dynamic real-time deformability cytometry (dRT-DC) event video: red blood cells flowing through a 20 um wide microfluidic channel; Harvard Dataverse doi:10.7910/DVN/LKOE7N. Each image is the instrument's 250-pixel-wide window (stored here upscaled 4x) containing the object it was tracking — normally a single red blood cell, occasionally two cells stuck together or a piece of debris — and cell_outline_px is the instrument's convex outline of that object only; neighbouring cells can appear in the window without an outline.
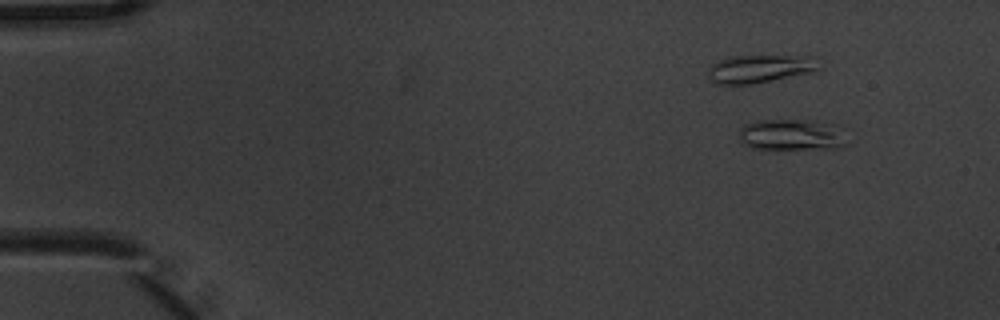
{"species": "common noctule bat (a hibernating species)", "species_latin": "Nyctalus noctula", "temperature_condition": "warm", "stored_images_in_passage": 5, "camera_frame_rate_fps": 3000, "um_per_image_px": 0.085, "animal": {"sex": "male", "body_mass_g": 20.1, "forearm_length_mm": 53.5}, "frame": {"image": 1, "passage_image": 5, "time_ms": 1.333, "image_size_px": [1000, 320], "cell_outline_px": [[848, 144], [840, 148], [752, 148], [744, 144], [740, 140], [740, 128], [744, 124], [756, 120], [812, 120], [836, 124]], "centroid_in_image_um": [67.29, 11.44], "position_along_channel_um": 17.7, "area_um2": 19.54}}